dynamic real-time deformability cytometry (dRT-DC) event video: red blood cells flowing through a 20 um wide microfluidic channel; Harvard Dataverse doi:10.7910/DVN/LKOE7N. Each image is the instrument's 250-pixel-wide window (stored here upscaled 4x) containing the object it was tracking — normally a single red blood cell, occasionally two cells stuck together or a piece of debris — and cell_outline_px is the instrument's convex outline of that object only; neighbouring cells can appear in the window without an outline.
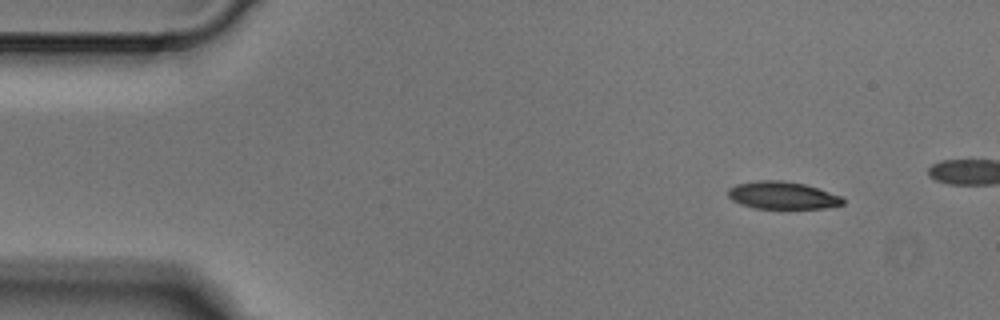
{"species": "Egyptian fruit bat (a non-hibernating species)", "species_latin": "Rousettus aegyptiacus", "temperature_condition": "cold", "stored_images_in_passage": 3, "segment_of_instrument_passage": [2, 2], "camera_frame_rate_fps": 3000, "um_per_image_px": 0.085, "animal": {"sex": "male"}, "frame": {"image": 1, "passage_image": 3, "time_ms": 0.667, "image_size_px": [1000, 320], "cell_outline_px": [[844, 204], [824, 208], [756, 208], [740, 204], [732, 200], [728, 196], [728, 188], [736, 184], [760, 180], [784, 180], [804, 184], [840, 196], [844, 200]], "centroid_in_image_um": [66.47, 16.6], "position_along_channel_um": 18.5, "area_um2": 18.21}}